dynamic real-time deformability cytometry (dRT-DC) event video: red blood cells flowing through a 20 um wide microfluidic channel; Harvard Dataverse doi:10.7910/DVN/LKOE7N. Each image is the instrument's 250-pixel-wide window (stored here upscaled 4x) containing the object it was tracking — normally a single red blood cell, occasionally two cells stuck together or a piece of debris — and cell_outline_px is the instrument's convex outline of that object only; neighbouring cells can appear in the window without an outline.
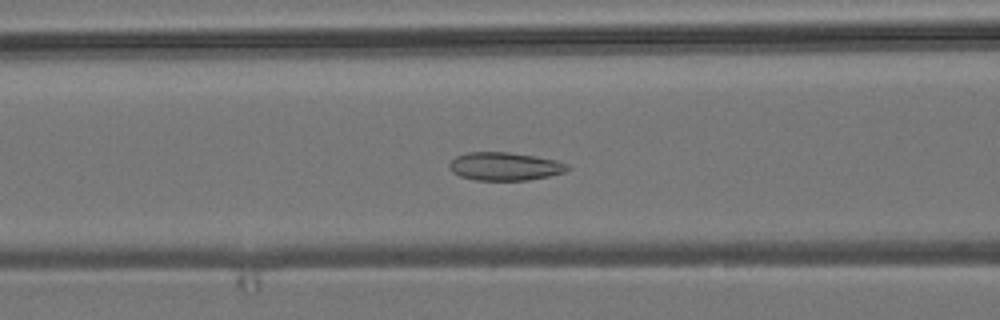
{"species": "common noctule bat (a hibernating species)", "species_latin": "Nyctalus noctula", "temperature_condition": "room temperature", "stored_images_in_passage": 40, "camera_frame_rate_fps": 3000, "um_per_image_px": 0.085, "animal": {"sex": "male", "body_mass_g": 19.2, "forearm_length_mm": 51.8}, "frame": {"image": 1, "passage_image": 7, "time_ms": 2.0, "image_size_px": [1000, 320], "cell_outline_px": [[572, 168], [564, 172], [548, 176], [528, 180], [476, 180], [460, 176], [452, 172], [448, 168], [448, 164], [456, 156], [468, 152], [508, 152], [536, 156], [556, 160], [568, 164]], "centroid_in_image_um": [42.91, 14.14], "position_along_channel_um": 123.7, "area_um2": 19.48}}
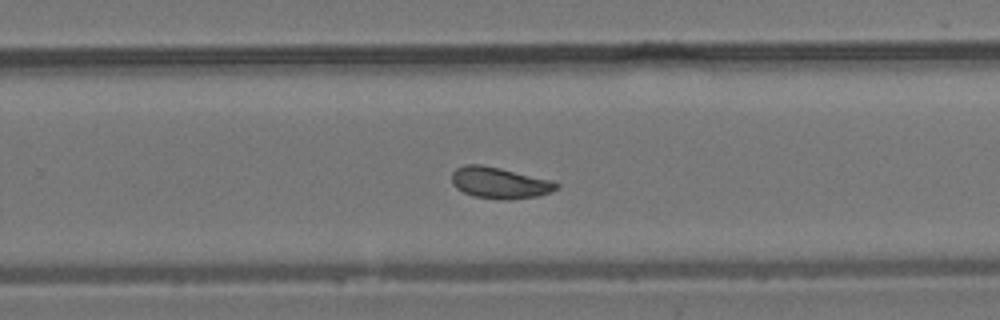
{"frame": {"image": 2, "passage_image": 20, "time_ms": 6.333, "image_size_px": [1000, 320], "cell_outline_px": [[560, 188], [552, 192], [536, 196], [508, 200], [500, 200], [472, 196], [456, 188], [452, 184], [452, 172], [456, 168], [464, 164], [480, 164], [500, 168], [552, 180], [560, 184]], "centroid_in_image_um": [42.47, 15.54], "position_along_channel_um": 287.3, "area_um2": 19.31}}
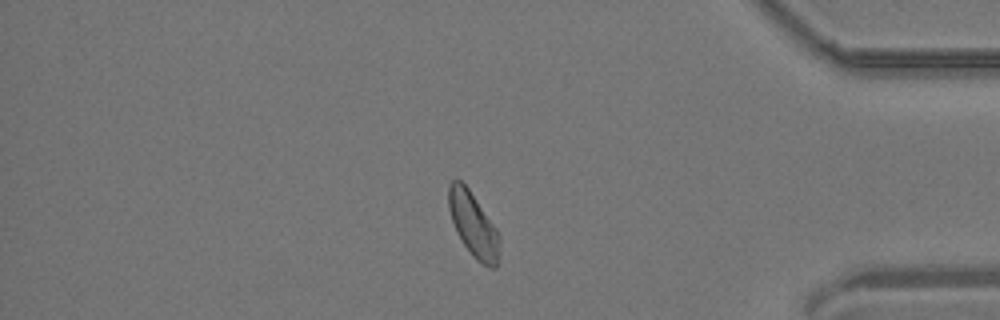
{"frame": {"image": 3, "passage_image": 31, "time_ms": 10.0, "image_size_px": [1000, 320], "cell_outline_px": [[500, 240], [496, 268], [492, 268], [476, 260], [472, 256], [456, 232], [448, 208], [448, 184], [452, 180], [460, 180], [468, 188], [496, 228], [500, 236]], "centroid_in_image_um": [40.21, 19.09], "position_along_channel_um": 395.0, "area_um2": 18.9}, "authors_computed_cell_mechanics": {"area_um2": 19.1029, "velocity_mm_per_s": 3.7874, "shape_relaxation_time_tau1_ms": 7.2669, "shape_relaxation_time_tau2_ms": 2.3724, "deformation_change_tau1": 0.1159, "deformation_change_tau2": 0.0687}}